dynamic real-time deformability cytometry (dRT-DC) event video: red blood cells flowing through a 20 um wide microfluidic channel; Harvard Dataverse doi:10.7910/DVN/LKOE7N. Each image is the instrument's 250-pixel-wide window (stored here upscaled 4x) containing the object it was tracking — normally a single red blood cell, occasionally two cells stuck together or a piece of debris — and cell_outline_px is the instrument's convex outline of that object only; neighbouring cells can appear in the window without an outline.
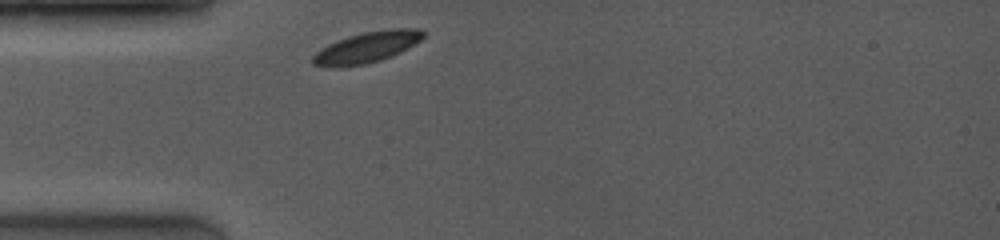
{"species": "common noctule bat (a hibernating species)", "species_latin": "Nyctalus noctula", "temperature_condition": "room temperature", "stored_images_in_passage": 7, "camera_frame_rate_fps": 4000, "um_per_image_px": 0.085, "animal": {"sex": "female", "body_mass_g": 19.0, "forearm_length_mm": 53.3}, "frame": {"image": 1, "passage_image": 1, "time_ms": 0.0, "image_size_px": [1000, 240], "cell_outline_px": [[424, 36], [420, 40], [408, 48], [392, 56], [380, 60], [364, 64], [312, 64], [312, 56], [320, 48], [328, 44], [348, 36], [364, 32], [388, 28], [420, 28], [424, 32]], "centroid_in_image_um": [31.27, 3.95], "position_along_channel_um": 53.7, "area_um2": 19.25}}
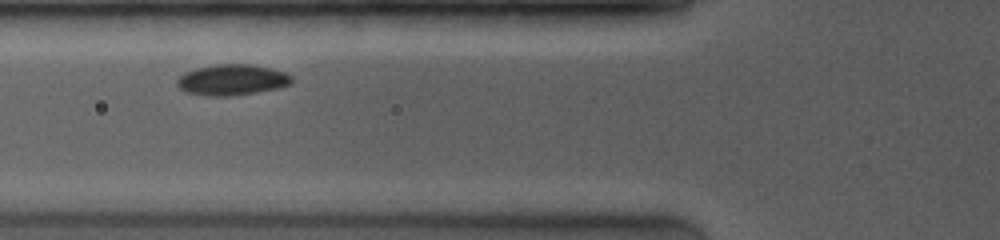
{"frame": {"image": 2, "passage_image": 3, "time_ms": 1.5, "image_size_px": [1000, 240], "cell_outline_px": [[292, 84], [276, 88], [256, 92], [228, 96], [208, 96], [184, 92], [176, 84], [176, 80], [184, 72], [196, 68], [216, 64], [252, 64], [272, 68], [284, 72], [292, 76]], "centroid_in_image_um": [19.7, 6.78], "position_along_channel_um": 106.1, "area_um2": 20.69}}
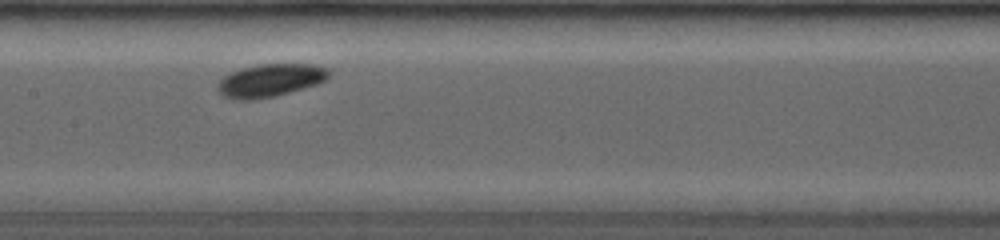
{"frame": {"image": 3, "passage_image": 6, "time_ms": 3.5, "image_size_px": [1000, 240], "cell_outline_px": [[328, 76], [320, 84], [276, 96], [248, 100], [232, 100], [224, 96], [220, 92], [220, 80], [224, 76], [240, 68], [260, 64], [312, 64], [328, 68]], "centroid_in_image_um": [23.0, 6.83], "position_along_channel_um": 184.4, "area_um2": 21.21}}